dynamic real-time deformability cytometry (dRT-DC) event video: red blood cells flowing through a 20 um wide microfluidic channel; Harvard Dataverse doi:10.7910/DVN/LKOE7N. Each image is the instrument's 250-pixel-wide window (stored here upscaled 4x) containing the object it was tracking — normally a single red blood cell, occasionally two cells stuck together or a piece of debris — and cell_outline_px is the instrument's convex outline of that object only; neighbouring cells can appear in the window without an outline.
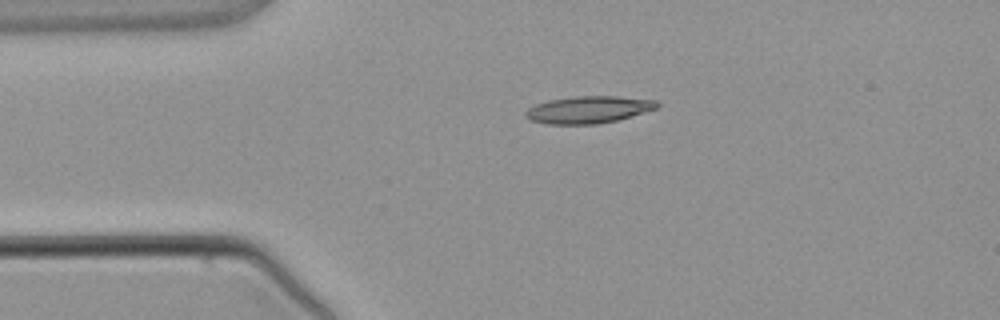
{"species": "common noctule bat (a hibernating species)", "species_latin": "Nyctalus noctula", "temperature_condition": "warm", "stored_images_in_passage": 1, "camera_frame_rate_fps": 3000, "um_per_image_px": 0.085, "animal": {"sex": "male", "body_mass_g": 21.5, "forearm_length_mm": 52.0}, "frame": {"image": 1, "passage_image": 1, "time_ms": 0.0, "image_size_px": [1000, 320], "cell_outline_px": [[660, 104], [656, 108], [616, 120], [596, 124], [548, 124], [532, 120], [524, 116], [524, 112], [528, 108], [536, 104], [548, 100], [576, 96], [616, 96], [656, 100]], "centroid_in_image_um": [49.98, 9.31], "position_along_channel_um": 35.0, "area_um2": 20.58}}